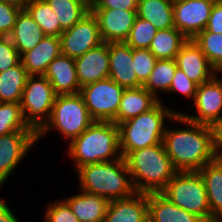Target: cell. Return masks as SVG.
<instances>
[{"label":"cell","mask_w":222,"mask_h":222,"mask_svg":"<svg viewBox=\"0 0 222 222\" xmlns=\"http://www.w3.org/2000/svg\"><path fill=\"white\" fill-rule=\"evenodd\" d=\"M60 40L61 54L74 59L103 43L97 18L91 11L73 27L64 30Z\"/></svg>","instance_id":"30bf717a"},{"label":"cell","mask_w":222,"mask_h":222,"mask_svg":"<svg viewBox=\"0 0 222 222\" xmlns=\"http://www.w3.org/2000/svg\"><path fill=\"white\" fill-rule=\"evenodd\" d=\"M17 131H36L24 120L20 103H0V136Z\"/></svg>","instance_id":"1f68e13d"},{"label":"cell","mask_w":222,"mask_h":222,"mask_svg":"<svg viewBox=\"0 0 222 222\" xmlns=\"http://www.w3.org/2000/svg\"><path fill=\"white\" fill-rule=\"evenodd\" d=\"M216 74L209 81L197 86L194 105L197 116L182 113L194 123L212 126L222 118V78Z\"/></svg>","instance_id":"7c38bea8"},{"label":"cell","mask_w":222,"mask_h":222,"mask_svg":"<svg viewBox=\"0 0 222 222\" xmlns=\"http://www.w3.org/2000/svg\"><path fill=\"white\" fill-rule=\"evenodd\" d=\"M197 86L198 85L192 80H190L182 70L177 68L168 92L174 93L175 91L176 92L178 91L180 94L185 96V98L192 97L194 101L196 96Z\"/></svg>","instance_id":"f35d334b"},{"label":"cell","mask_w":222,"mask_h":222,"mask_svg":"<svg viewBox=\"0 0 222 222\" xmlns=\"http://www.w3.org/2000/svg\"><path fill=\"white\" fill-rule=\"evenodd\" d=\"M20 55L9 37H0V72L16 66Z\"/></svg>","instance_id":"8d00e7d4"},{"label":"cell","mask_w":222,"mask_h":222,"mask_svg":"<svg viewBox=\"0 0 222 222\" xmlns=\"http://www.w3.org/2000/svg\"><path fill=\"white\" fill-rule=\"evenodd\" d=\"M64 200L79 222H104L109 203L106 198L81 191Z\"/></svg>","instance_id":"d4e9b609"},{"label":"cell","mask_w":222,"mask_h":222,"mask_svg":"<svg viewBox=\"0 0 222 222\" xmlns=\"http://www.w3.org/2000/svg\"><path fill=\"white\" fill-rule=\"evenodd\" d=\"M44 76L50 81L56 95L80 93L74 58L60 54L49 63Z\"/></svg>","instance_id":"ac0fdd59"},{"label":"cell","mask_w":222,"mask_h":222,"mask_svg":"<svg viewBox=\"0 0 222 222\" xmlns=\"http://www.w3.org/2000/svg\"><path fill=\"white\" fill-rule=\"evenodd\" d=\"M97 18L103 42H125L137 17V11L90 9Z\"/></svg>","instance_id":"5bb4252c"},{"label":"cell","mask_w":222,"mask_h":222,"mask_svg":"<svg viewBox=\"0 0 222 222\" xmlns=\"http://www.w3.org/2000/svg\"><path fill=\"white\" fill-rule=\"evenodd\" d=\"M148 216V194L136 192L126 199L109 201L104 222H141Z\"/></svg>","instance_id":"d6986e66"},{"label":"cell","mask_w":222,"mask_h":222,"mask_svg":"<svg viewBox=\"0 0 222 222\" xmlns=\"http://www.w3.org/2000/svg\"><path fill=\"white\" fill-rule=\"evenodd\" d=\"M215 0H173L174 28L188 39L205 30Z\"/></svg>","instance_id":"8fae6325"},{"label":"cell","mask_w":222,"mask_h":222,"mask_svg":"<svg viewBox=\"0 0 222 222\" xmlns=\"http://www.w3.org/2000/svg\"><path fill=\"white\" fill-rule=\"evenodd\" d=\"M176 69L175 59L157 60L143 87L159 99L157 94L160 90L165 93L169 91Z\"/></svg>","instance_id":"4dcf8cb0"},{"label":"cell","mask_w":222,"mask_h":222,"mask_svg":"<svg viewBox=\"0 0 222 222\" xmlns=\"http://www.w3.org/2000/svg\"><path fill=\"white\" fill-rule=\"evenodd\" d=\"M1 1L14 5L20 8L21 10H25L26 5L30 2V0H1Z\"/></svg>","instance_id":"ee69618b"},{"label":"cell","mask_w":222,"mask_h":222,"mask_svg":"<svg viewBox=\"0 0 222 222\" xmlns=\"http://www.w3.org/2000/svg\"><path fill=\"white\" fill-rule=\"evenodd\" d=\"M134 67L133 49L126 42H109V78L125 89L142 87Z\"/></svg>","instance_id":"9a60e30c"},{"label":"cell","mask_w":222,"mask_h":222,"mask_svg":"<svg viewBox=\"0 0 222 222\" xmlns=\"http://www.w3.org/2000/svg\"><path fill=\"white\" fill-rule=\"evenodd\" d=\"M188 38L175 28L158 30L149 51L158 59H175Z\"/></svg>","instance_id":"83f0119b"},{"label":"cell","mask_w":222,"mask_h":222,"mask_svg":"<svg viewBox=\"0 0 222 222\" xmlns=\"http://www.w3.org/2000/svg\"><path fill=\"white\" fill-rule=\"evenodd\" d=\"M124 87L110 78L81 87L80 94L94 121L112 122L120 106Z\"/></svg>","instance_id":"9c48e42d"},{"label":"cell","mask_w":222,"mask_h":222,"mask_svg":"<svg viewBox=\"0 0 222 222\" xmlns=\"http://www.w3.org/2000/svg\"><path fill=\"white\" fill-rule=\"evenodd\" d=\"M211 127L215 157L218 160H222V118L216 121Z\"/></svg>","instance_id":"b9f144b4"},{"label":"cell","mask_w":222,"mask_h":222,"mask_svg":"<svg viewBox=\"0 0 222 222\" xmlns=\"http://www.w3.org/2000/svg\"><path fill=\"white\" fill-rule=\"evenodd\" d=\"M176 113L164 105L161 100L149 111L118 124L119 148L123 158L130 152L163 142L166 126L164 121Z\"/></svg>","instance_id":"5b68a950"},{"label":"cell","mask_w":222,"mask_h":222,"mask_svg":"<svg viewBox=\"0 0 222 222\" xmlns=\"http://www.w3.org/2000/svg\"><path fill=\"white\" fill-rule=\"evenodd\" d=\"M93 122L80 93L57 95L49 119L37 131V139L55 128L71 142Z\"/></svg>","instance_id":"8992f818"},{"label":"cell","mask_w":222,"mask_h":222,"mask_svg":"<svg viewBox=\"0 0 222 222\" xmlns=\"http://www.w3.org/2000/svg\"><path fill=\"white\" fill-rule=\"evenodd\" d=\"M160 100L143 86L123 91L116 118L112 121L120 124L152 109Z\"/></svg>","instance_id":"44dd1931"},{"label":"cell","mask_w":222,"mask_h":222,"mask_svg":"<svg viewBox=\"0 0 222 222\" xmlns=\"http://www.w3.org/2000/svg\"><path fill=\"white\" fill-rule=\"evenodd\" d=\"M192 40L200 47L212 67L222 73V34L211 33L205 29Z\"/></svg>","instance_id":"d6a6232c"},{"label":"cell","mask_w":222,"mask_h":222,"mask_svg":"<svg viewBox=\"0 0 222 222\" xmlns=\"http://www.w3.org/2000/svg\"><path fill=\"white\" fill-rule=\"evenodd\" d=\"M45 213L46 222H79L65 200L48 205Z\"/></svg>","instance_id":"d590c367"},{"label":"cell","mask_w":222,"mask_h":222,"mask_svg":"<svg viewBox=\"0 0 222 222\" xmlns=\"http://www.w3.org/2000/svg\"><path fill=\"white\" fill-rule=\"evenodd\" d=\"M161 193L176 206L211 222L205 185L198 171L177 172Z\"/></svg>","instance_id":"52a82bcc"},{"label":"cell","mask_w":222,"mask_h":222,"mask_svg":"<svg viewBox=\"0 0 222 222\" xmlns=\"http://www.w3.org/2000/svg\"><path fill=\"white\" fill-rule=\"evenodd\" d=\"M85 1H86L89 5H91L94 0H85Z\"/></svg>","instance_id":"bcb514c9"},{"label":"cell","mask_w":222,"mask_h":222,"mask_svg":"<svg viewBox=\"0 0 222 222\" xmlns=\"http://www.w3.org/2000/svg\"><path fill=\"white\" fill-rule=\"evenodd\" d=\"M74 62L80 87L109 78V43H101Z\"/></svg>","instance_id":"e0dca14e"},{"label":"cell","mask_w":222,"mask_h":222,"mask_svg":"<svg viewBox=\"0 0 222 222\" xmlns=\"http://www.w3.org/2000/svg\"><path fill=\"white\" fill-rule=\"evenodd\" d=\"M157 31L150 22L137 16L125 42L132 49H149Z\"/></svg>","instance_id":"836d02e7"},{"label":"cell","mask_w":222,"mask_h":222,"mask_svg":"<svg viewBox=\"0 0 222 222\" xmlns=\"http://www.w3.org/2000/svg\"><path fill=\"white\" fill-rule=\"evenodd\" d=\"M205 29L211 33L222 34V0L215 1Z\"/></svg>","instance_id":"60d3db41"},{"label":"cell","mask_w":222,"mask_h":222,"mask_svg":"<svg viewBox=\"0 0 222 222\" xmlns=\"http://www.w3.org/2000/svg\"><path fill=\"white\" fill-rule=\"evenodd\" d=\"M198 172L205 185L211 222H222V160L215 159Z\"/></svg>","instance_id":"7402d4cb"},{"label":"cell","mask_w":222,"mask_h":222,"mask_svg":"<svg viewBox=\"0 0 222 222\" xmlns=\"http://www.w3.org/2000/svg\"><path fill=\"white\" fill-rule=\"evenodd\" d=\"M148 216L153 222H204L196 214L173 204L162 193H148Z\"/></svg>","instance_id":"603a6c76"},{"label":"cell","mask_w":222,"mask_h":222,"mask_svg":"<svg viewBox=\"0 0 222 222\" xmlns=\"http://www.w3.org/2000/svg\"><path fill=\"white\" fill-rule=\"evenodd\" d=\"M125 161L136 192L161 193L178 172L164 143L130 152Z\"/></svg>","instance_id":"7a4b0ae2"},{"label":"cell","mask_w":222,"mask_h":222,"mask_svg":"<svg viewBox=\"0 0 222 222\" xmlns=\"http://www.w3.org/2000/svg\"><path fill=\"white\" fill-rule=\"evenodd\" d=\"M57 15L61 29L73 27L90 12V5L85 0H46Z\"/></svg>","instance_id":"f1b7e54d"},{"label":"cell","mask_w":222,"mask_h":222,"mask_svg":"<svg viewBox=\"0 0 222 222\" xmlns=\"http://www.w3.org/2000/svg\"><path fill=\"white\" fill-rule=\"evenodd\" d=\"M68 149L76 171L87 164L118 160L122 157L118 125L110 121H94L69 143Z\"/></svg>","instance_id":"277c9868"},{"label":"cell","mask_w":222,"mask_h":222,"mask_svg":"<svg viewBox=\"0 0 222 222\" xmlns=\"http://www.w3.org/2000/svg\"><path fill=\"white\" fill-rule=\"evenodd\" d=\"M50 81L44 75H29L20 106L24 120L38 131L49 119L56 98Z\"/></svg>","instance_id":"ba28073f"},{"label":"cell","mask_w":222,"mask_h":222,"mask_svg":"<svg viewBox=\"0 0 222 222\" xmlns=\"http://www.w3.org/2000/svg\"><path fill=\"white\" fill-rule=\"evenodd\" d=\"M21 9L0 0V37H8Z\"/></svg>","instance_id":"74e56055"},{"label":"cell","mask_w":222,"mask_h":222,"mask_svg":"<svg viewBox=\"0 0 222 222\" xmlns=\"http://www.w3.org/2000/svg\"><path fill=\"white\" fill-rule=\"evenodd\" d=\"M90 9H119L137 11L138 0H94Z\"/></svg>","instance_id":"ab89813d"},{"label":"cell","mask_w":222,"mask_h":222,"mask_svg":"<svg viewBox=\"0 0 222 222\" xmlns=\"http://www.w3.org/2000/svg\"><path fill=\"white\" fill-rule=\"evenodd\" d=\"M37 141V131H17L0 136V186Z\"/></svg>","instance_id":"4fadbf2b"},{"label":"cell","mask_w":222,"mask_h":222,"mask_svg":"<svg viewBox=\"0 0 222 222\" xmlns=\"http://www.w3.org/2000/svg\"><path fill=\"white\" fill-rule=\"evenodd\" d=\"M28 76L21 61L16 66L0 72V103H20Z\"/></svg>","instance_id":"4316f807"},{"label":"cell","mask_w":222,"mask_h":222,"mask_svg":"<svg viewBox=\"0 0 222 222\" xmlns=\"http://www.w3.org/2000/svg\"><path fill=\"white\" fill-rule=\"evenodd\" d=\"M60 54V37L45 36L32 50L25 52L20 61L28 75H44L49 63Z\"/></svg>","instance_id":"ffe728a7"},{"label":"cell","mask_w":222,"mask_h":222,"mask_svg":"<svg viewBox=\"0 0 222 222\" xmlns=\"http://www.w3.org/2000/svg\"><path fill=\"white\" fill-rule=\"evenodd\" d=\"M171 120L188 127H166L164 132L163 143L166 153L178 172L199 171L205 164L216 159L211 126L194 123L182 113H176Z\"/></svg>","instance_id":"6da1fadb"},{"label":"cell","mask_w":222,"mask_h":222,"mask_svg":"<svg viewBox=\"0 0 222 222\" xmlns=\"http://www.w3.org/2000/svg\"><path fill=\"white\" fill-rule=\"evenodd\" d=\"M25 10L47 36L60 37L63 30L61 29L57 15L46 0H30Z\"/></svg>","instance_id":"f546056e"},{"label":"cell","mask_w":222,"mask_h":222,"mask_svg":"<svg viewBox=\"0 0 222 222\" xmlns=\"http://www.w3.org/2000/svg\"><path fill=\"white\" fill-rule=\"evenodd\" d=\"M141 222H153V221L149 216H147Z\"/></svg>","instance_id":"f6af8a7d"},{"label":"cell","mask_w":222,"mask_h":222,"mask_svg":"<svg viewBox=\"0 0 222 222\" xmlns=\"http://www.w3.org/2000/svg\"><path fill=\"white\" fill-rule=\"evenodd\" d=\"M137 16L157 30L174 28L173 0H138Z\"/></svg>","instance_id":"484cf974"},{"label":"cell","mask_w":222,"mask_h":222,"mask_svg":"<svg viewBox=\"0 0 222 222\" xmlns=\"http://www.w3.org/2000/svg\"><path fill=\"white\" fill-rule=\"evenodd\" d=\"M80 191L108 201L126 199L136 193L125 158L87 164L77 169Z\"/></svg>","instance_id":"3957f363"},{"label":"cell","mask_w":222,"mask_h":222,"mask_svg":"<svg viewBox=\"0 0 222 222\" xmlns=\"http://www.w3.org/2000/svg\"><path fill=\"white\" fill-rule=\"evenodd\" d=\"M0 222H19L13 211L0 198Z\"/></svg>","instance_id":"7bdbcfd3"},{"label":"cell","mask_w":222,"mask_h":222,"mask_svg":"<svg viewBox=\"0 0 222 222\" xmlns=\"http://www.w3.org/2000/svg\"><path fill=\"white\" fill-rule=\"evenodd\" d=\"M157 60L149 49H133L134 70L142 85L148 80Z\"/></svg>","instance_id":"e575fe53"},{"label":"cell","mask_w":222,"mask_h":222,"mask_svg":"<svg viewBox=\"0 0 222 222\" xmlns=\"http://www.w3.org/2000/svg\"><path fill=\"white\" fill-rule=\"evenodd\" d=\"M45 36H47L26 10L18 14L11 34L8 36L20 57L32 50Z\"/></svg>","instance_id":"cb8c5ba5"},{"label":"cell","mask_w":222,"mask_h":222,"mask_svg":"<svg viewBox=\"0 0 222 222\" xmlns=\"http://www.w3.org/2000/svg\"><path fill=\"white\" fill-rule=\"evenodd\" d=\"M175 61L177 68L197 85L209 81L218 73L192 39H188L182 46Z\"/></svg>","instance_id":"2e32d148"}]
</instances>
